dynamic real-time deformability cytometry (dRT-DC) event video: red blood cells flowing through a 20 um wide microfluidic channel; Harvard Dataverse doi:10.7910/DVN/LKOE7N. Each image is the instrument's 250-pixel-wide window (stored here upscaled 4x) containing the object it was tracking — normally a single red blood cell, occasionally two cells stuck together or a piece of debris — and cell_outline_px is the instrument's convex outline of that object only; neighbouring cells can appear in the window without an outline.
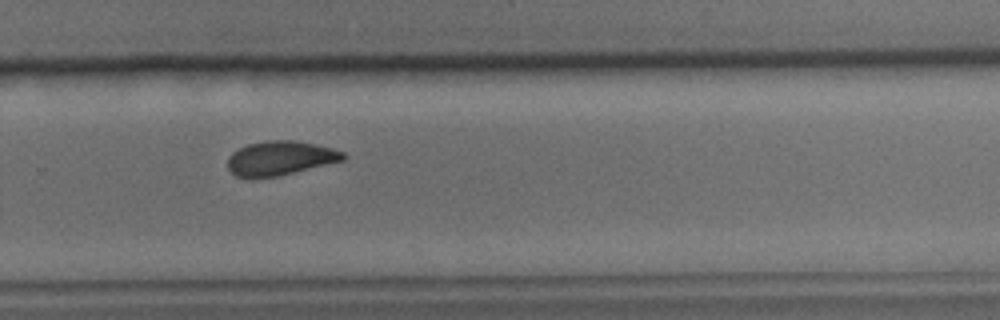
{"species": "common noctule bat (a hibernating species)", "species_latin": "Nyctalus noctula", "temperature_condition": "cold", "stored_images_in_passage": 23, "camera_frame_rate_fps": 3000, "um_per_image_px": 0.085, "animal": {"sex": "male", "body_mass_g": 15.6}, "frame": {"image": 1, "passage_image": 16, "time_ms": 5.0, "image_size_px": [1000, 320], "cell_outline_px": [[348, 156], [344, 160], [276, 176], [236, 176], [228, 168], [228, 156], [232, 152], [248, 144], [268, 140], [292, 140], [332, 148], [344, 152]], "centroid_in_image_um": [23.83, 13.42], "position_along_channel_um": 306.0, "area_um2": 22.48}}
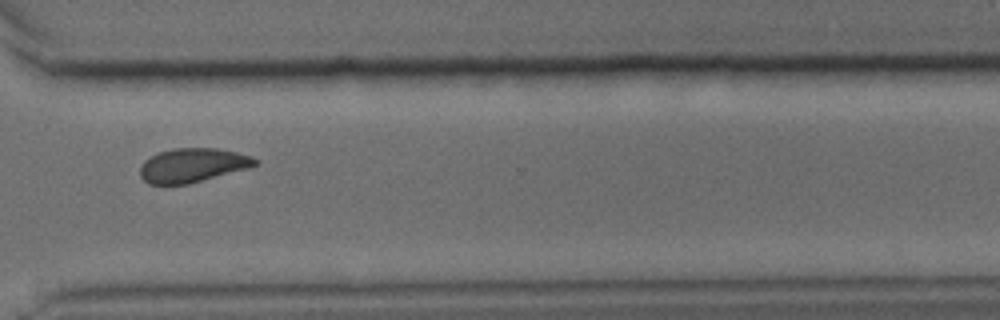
{"frame": {"image": 2, "passage_image": 19, "time_ms": 6.0, "image_size_px": [1000, 320], "cell_outline_px": [[260, 160], [256, 164], [248, 168], [188, 184], [148, 184], [140, 176], [140, 164], [144, 160], [160, 152], [172, 148], [216, 148], [236, 152], [252, 156]], "centroid_in_image_um": [16.36, 14.04], "position_along_channel_um": 354.2, "area_um2": 22.77}}
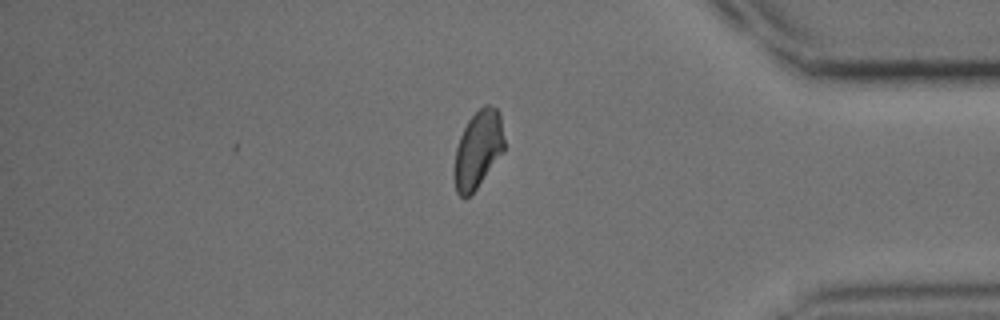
{"frame": {"image": 3, "passage_image": 23, "time_ms": 7.333, "image_size_px": [1000, 320], "cell_outline_px": [[504, 152], [476, 188], [468, 196], [460, 196], [456, 192], [452, 172], [456, 148], [460, 136], [468, 120], [484, 104], [488, 104], [496, 108], [500, 112], [504, 140]], "centroid_in_image_um": [40.62, 12.7], "position_along_channel_um": 394.6, "area_um2": 22.66}}